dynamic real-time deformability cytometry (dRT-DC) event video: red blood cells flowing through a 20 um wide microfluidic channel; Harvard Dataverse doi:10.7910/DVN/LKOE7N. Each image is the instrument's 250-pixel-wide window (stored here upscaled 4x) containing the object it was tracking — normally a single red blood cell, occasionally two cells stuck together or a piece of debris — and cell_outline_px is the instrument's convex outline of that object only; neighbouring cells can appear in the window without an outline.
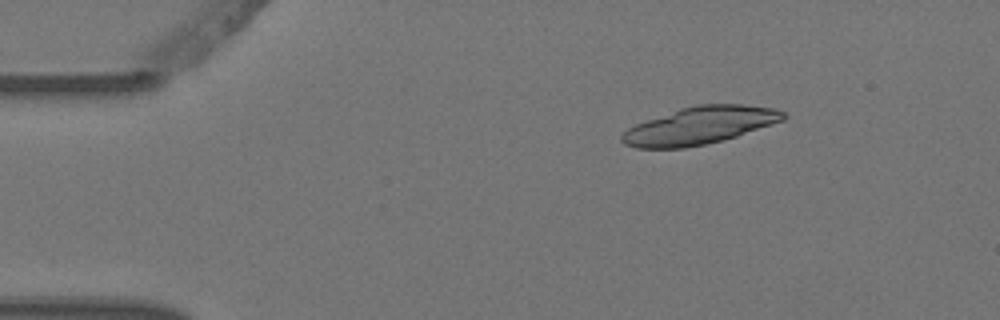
{"species": "Egyptian fruit bat (a non-hibernating species)", "species_latin": "Rousettus aegyptiacus", "temperature_condition": "warm", "stored_images_in_passage": 6, "camera_frame_rate_fps": 3000, "um_per_image_px": 0.085, "animal": {"sex": "female"}, "frame": {"image": 1, "passage_image": 3, "time_ms": 0.667, "image_size_px": [1000, 320], "cell_outline_px": [[788, 116], [784, 120], [724, 140], [684, 148], [636, 148], [624, 144], [620, 140], [620, 136], [628, 128], [636, 124], [680, 108], [696, 104], [740, 104], [776, 108], [784, 112]], "centroid_in_image_um": [59.49, 10.67], "position_along_channel_um": 25.5, "area_um2": 35.14}}
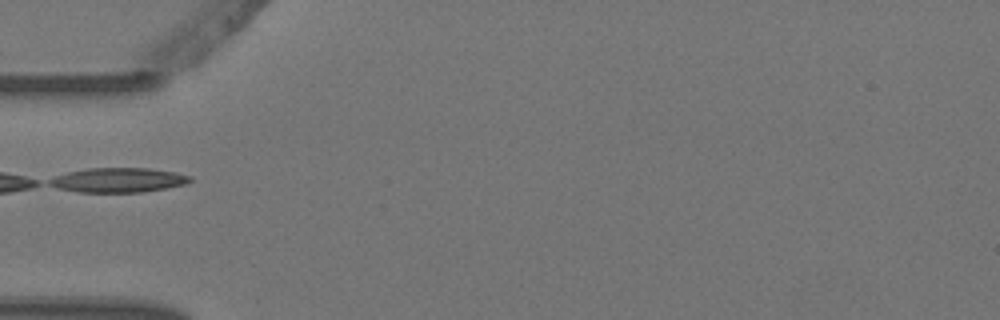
{"frame": {"image": 2, "passage_image": 6, "time_ms": 1.667, "image_size_px": [1000, 320], "cell_outline_px": [[192, 180], [184, 184], [168, 188], [140, 192], [76, 192], [56, 188], [48, 184], [48, 180], [56, 176], [68, 172], [88, 168], [148, 168], [176, 172], [192, 176]], "centroid_in_image_um": [10.05, 15.31], "position_along_channel_um": 74.9, "area_um2": 20.17}}